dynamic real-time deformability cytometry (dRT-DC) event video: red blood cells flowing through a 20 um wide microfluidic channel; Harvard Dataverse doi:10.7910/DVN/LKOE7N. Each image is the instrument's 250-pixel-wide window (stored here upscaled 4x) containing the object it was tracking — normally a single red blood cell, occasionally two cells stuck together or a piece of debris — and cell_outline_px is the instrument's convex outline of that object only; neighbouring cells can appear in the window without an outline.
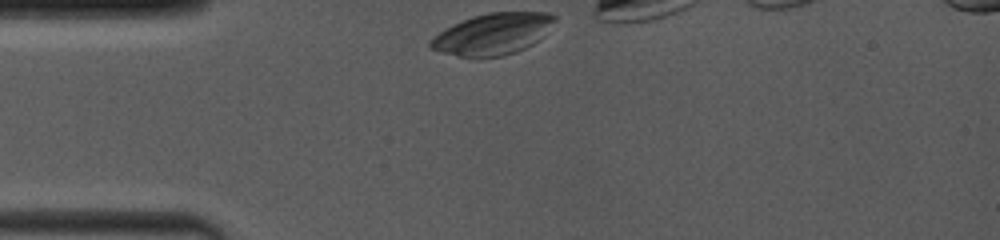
{"species": "common noctule bat (a hibernating species)", "species_latin": "Nyctalus noctula", "temperature_condition": "room temperature", "stored_images_in_passage": 10, "camera_frame_rate_fps": 4000, "um_per_image_px": 0.085, "animal": {"sex": "female", "body_mass_g": 19.0, "forearm_length_mm": 53.3}, "frame": {"image": 1, "passage_image": 1, "time_ms": 0.0, "image_size_px": [1000, 240], "cell_outline_px": [[556, 20], [544, 36], [540, 40], [516, 52], [504, 56], [480, 60], [476, 60], [440, 52], [428, 48], [428, 40], [432, 36], [452, 24], [472, 16], [488, 12], [548, 12], [556, 16]], "centroid_in_image_um": [41.84, 2.92], "position_along_channel_um": 43.2, "area_um2": 30.92}}
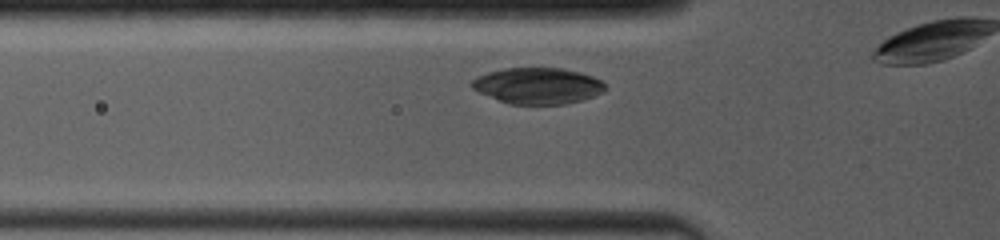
{"frame": {"image": 2, "passage_image": 5, "time_ms": 1.5, "image_size_px": [1000, 240], "cell_outline_px": [[608, 88], [604, 92], [580, 100], [564, 104], [508, 104], [480, 92], [472, 88], [472, 80], [488, 72], [504, 68], [564, 68], [580, 72], [592, 76], [600, 80]], "centroid_in_image_um": [45.74, 7.28], "position_along_channel_um": 80.1, "area_um2": 27.92}}
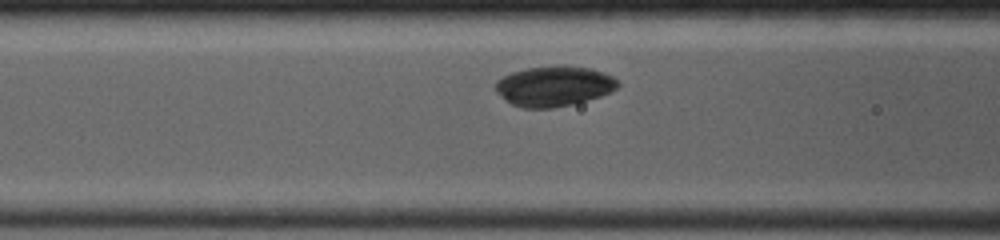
{"frame": {"image": 3, "passage_image": 8, "time_ms": 2.5, "image_size_px": [1000, 240], "cell_outline_px": [[620, 84], [616, 88], [600, 96], [572, 104], [552, 108], [520, 108], [512, 104], [496, 92], [496, 80], [512, 72], [524, 68], [556, 64], [568, 64], [592, 68], [604, 72], [612, 76]], "centroid_in_image_um": [47.08, 7.29], "position_along_channel_um": 119.5, "area_um2": 29.02}}